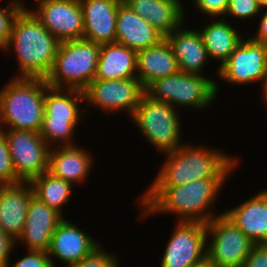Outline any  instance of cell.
I'll use <instances>...</instances> for the list:
<instances>
[{"instance_id":"484cf974","label":"cell","mask_w":267,"mask_h":267,"mask_svg":"<svg viewBox=\"0 0 267 267\" xmlns=\"http://www.w3.org/2000/svg\"><path fill=\"white\" fill-rule=\"evenodd\" d=\"M85 93L78 89L53 88L46 82L44 117L59 120H82ZM82 116V117H81ZM82 118V119H81Z\"/></svg>"},{"instance_id":"30bf717a","label":"cell","mask_w":267,"mask_h":267,"mask_svg":"<svg viewBox=\"0 0 267 267\" xmlns=\"http://www.w3.org/2000/svg\"><path fill=\"white\" fill-rule=\"evenodd\" d=\"M16 172V184L48 171L50 147L38 132L3 129Z\"/></svg>"},{"instance_id":"f546056e","label":"cell","mask_w":267,"mask_h":267,"mask_svg":"<svg viewBox=\"0 0 267 267\" xmlns=\"http://www.w3.org/2000/svg\"><path fill=\"white\" fill-rule=\"evenodd\" d=\"M261 7L258 5L256 0H229L228 7L226 10V20L232 18L235 20H250L259 16ZM228 15V16H227Z\"/></svg>"},{"instance_id":"7c38bea8","label":"cell","mask_w":267,"mask_h":267,"mask_svg":"<svg viewBox=\"0 0 267 267\" xmlns=\"http://www.w3.org/2000/svg\"><path fill=\"white\" fill-rule=\"evenodd\" d=\"M158 267H191L207 256V228L202 222L176 221Z\"/></svg>"},{"instance_id":"836d02e7","label":"cell","mask_w":267,"mask_h":267,"mask_svg":"<svg viewBox=\"0 0 267 267\" xmlns=\"http://www.w3.org/2000/svg\"><path fill=\"white\" fill-rule=\"evenodd\" d=\"M26 255L15 261H10L7 267H52L49 255L45 251L26 250Z\"/></svg>"},{"instance_id":"3957f363","label":"cell","mask_w":267,"mask_h":267,"mask_svg":"<svg viewBox=\"0 0 267 267\" xmlns=\"http://www.w3.org/2000/svg\"><path fill=\"white\" fill-rule=\"evenodd\" d=\"M59 45L31 11H20L3 49L4 52L15 51L19 71L13 78L45 79L51 72Z\"/></svg>"},{"instance_id":"e575fe53","label":"cell","mask_w":267,"mask_h":267,"mask_svg":"<svg viewBox=\"0 0 267 267\" xmlns=\"http://www.w3.org/2000/svg\"><path fill=\"white\" fill-rule=\"evenodd\" d=\"M242 267H267V244H254Z\"/></svg>"},{"instance_id":"1f68e13d","label":"cell","mask_w":267,"mask_h":267,"mask_svg":"<svg viewBox=\"0 0 267 267\" xmlns=\"http://www.w3.org/2000/svg\"><path fill=\"white\" fill-rule=\"evenodd\" d=\"M20 10L9 3L2 8L0 5V50H3L8 41L12 30L15 17Z\"/></svg>"},{"instance_id":"ffe728a7","label":"cell","mask_w":267,"mask_h":267,"mask_svg":"<svg viewBox=\"0 0 267 267\" xmlns=\"http://www.w3.org/2000/svg\"><path fill=\"white\" fill-rule=\"evenodd\" d=\"M93 161L90 151L77 144L52 147L48 171L73 185H80L87 181Z\"/></svg>"},{"instance_id":"8992f818","label":"cell","mask_w":267,"mask_h":267,"mask_svg":"<svg viewBox=\"0 0 267 267\" xmlns=\"http://www.w3.org/2000/svg\"><path fill=\"white\" fill-rule=\"evenodd\" d=\"M179 112L169 103L154 100L144 93L131 121L151 146L165 154L183 144Z\"/></svg>"},{"instance_id":"7402d4cb","label":"cell","mask_w":267,"mask_h":267,"mask_svg":"<svg viewBox=\"0 0 267 267\" xmlns=\"http://www.w3.org/2000/svg\"><path fill=\"white\" fill-rule=\"evenodd\" d=\"M182 0H123L131 10L144 18L164 36L177 29L187 19ZM185 9V10H184Z\"/></svg>"},{"instance_id":"9a60e30c","label":"cell","mask_w":267,"mask_h":267,"mask_svg":"<svg viewBox=\"0 0 267 267\" xmlns=\"http://www.w3.org/2000/svg\"><path fill=\"white\" fill-rule=\"evenodd\" d=\"M64 218L34 196L27 210L24 230L16 244H22L26 250L47 252L54 231Z\"/></svg>"},{"instance_id":"7a4b0ae2","label":"cell","mask_w":267,"mask_h":267,"mask_svg":"<svg viewBox=\"0 0 267 267\" xmlns=\"http://www.w3.org/2000/svg\"><path fill=\"white\" fill-rule=\"evenodd\" d=\"M164 163L148 187H174L201 179H228L239 159L206 144L184 143L163 154Z\"/></svg>"},{"instance_id":"d6986e66","label":"cell","mask_w":267,"mask_h":267,"mask_svg":"<svg viewBox=\"0 0 267 267\" xmlns=\"http://www.w3.org/2000/svg\"><path fill=\"white\" fill-rule=\"evenodd\" d=\"M221 212L254 244H267V189Z\"/></svg>"},{"instance_id":"60d3db41","label":"cell","mask_w":267,"mask_h":267,"mask_svg":"<svg viewBox=\"0 0 267 267\" xmlns=\"http://www.w3.org/2000/svg\"><path fill=\"white\" fill-rule=\"evenodd\" d=\"M261 8L267 7V0H256Z\"/></svg>"},{"instance_id":"ac0fdd59","label":"cell","mask_w":267,"mask_h":267,"mask_svg":"<svg viewBox=\"0 0 267 267\" xmlns=\"http://www.w3.org/2000/svg\"><path fill=\"white\" fill-rule=\"evenodd\" d=\"M184 24L183 22L177 29L165 36L176 57L178 69L180 72L206 76L203 67L211 60L202 36L199 29H186Z\"/></svg>"},{"instance_id":"5b68a950","label":"cell","mask_w":267,"mask_h":267,"mask_svg":"<svg viewBox=\"0 0 267 267\" xmlns=\"http://www.w3.org/2000/svg\"><path fill=\"white\" fill-rule=\"evenodd\" d=\"M100 49L101 44L86 39L60 42L47 84L84 91L95 79Z\"/></svg>"},{"instance_id":"4fadbf2b","label":"cell","mask_w":267,"mask_h":267,"mask_svg":"<svg viewBox=\"0 0 267 267\" xmlns=\"http://www.w3.org/2000/svg\"><path fill=\"white\" fill-rule=\"evenodd\" d=\"M30 11L59 42L83 39L84 19L79 0H38Z\"/></svg>"},{"instance_id":"ab89813d","label":"cell","mask_w":267,"mask_h":267,"mask_svg":"<svg viewBox=\"0 0 267 267\" xmlns=\"http://www.w3.org/2000/svg\"><path fill=\"white\" fill-rule=\"evenodd\" d=\"M191 267H218L207 256L198 263H195Z\"/></svg>"},{"instance_id":"603a6c76","label":"cell","mask_w":267,"mask_h":267,"mask_svg":"<svg viewBox=\"0 0 267 267\" xmlns=\"http://www.w3.org/2000/svg\"><path fill=\"white\" fill-rule=\"evenodd\" d=\"M137 78L146 89L159 78L179 72L176 57L166 38L158 44L137 51Z\"/></svg>"},{"instance_id":"44dd1931","label":"cell","mask_w":267,"mask_h":267,"mask_svg":"<svg viewBox=\"0 0 267 267\" xmlns=\"http://www.w3.org/2000/svg\"><path fill=\"white\" fill-rule=\"evenodd\" d=\"M165 36L123 2L116 19V43L135 51L158 44Z\"/></svg>"},{"instance_id":"8fae6325","label":"cell","mask_w":267,"mask_h":267,"mask_svg":"<svg viewBox=\"0 0 267 267\" xmlns=\"http://www.w3.org/2000/svg\"><path fill=\"white\" fill-rule=\"evenodd\" d=\"M245 38L216 71L217 78L232 86L257 85L267 73V45Z\"/></svg>"},{"instance_id":"d6a6232c","label":"cell","mask_w":267,"mask_h":267,"mask_svg":"<svg viewBox=\"0 0 267 267\" xmlns=\"http://www.w3.org/2000/svg\"><path fill=\"white\" fill-rule=\"evenodd\" d=\"M198 12L211 18H224L229 0H193Z\"/></svg>"},{"instance_id":"d4e9b609","label":"cell","mask_w":267,"mask_h":267,"mask_svg":"<svg viewBox=\"0 0 267 267\" xmlns=\"http://www.w3.org/2000/svg\"><path fill=\"white\" fill-rule=\"evenodd\" d=\"M137 51L119 43L101 44L95 79L137 78Z\"/></svg>"},{"instance_id":"f1b7e54d","label":"cell","mask_w":267,"mask_h":267,"mask_svg":"<svg viewBox=\"0 0 267 267\" xmlns=\"http://www.w3.org/2000/svg\"><path fill=\"white\" fill-rule=\"evenodd\" d=\"M14 184H16V172L5 132L0 128V185Z\"/></svg>"},{"instance_id":"ba28073f","label":"cell","mask_w":267,"mask_h":267,"mask_svg":"<svg viewBox=\"0 0 267 267\" xmlns=\"http://www.w3.org/2000/svg\"><path fill=\"white\" fill-rule=\"evenodd\" d=\"M206 228L207 257L218 267H242L254 243L223 212Z\"/></svg>"},{"instance_id":"74e56055","label":"cell","mask_w":267,"mask_h":267,"mask_svg":"<svg viewBox=\"0 0 267 267\" xmlns=\"http://www.w3.org/2000/svg\"><path fill=\"white\" fill-rule=\"evenodd\" d=\"M261 94H262V101H264V105L267 107V73L266 75L263 77V79L261 80Z\"/></svg>"},{"instance_id":"cb8c5ba5","label":"cell","mask_w":267,"mask_h":267,"mask_svg":"<svg viewBox=\"0 0 267 267\" xmlns=\"http://www.w3.org/2000/svg\"><path fill=\"white\" fill-rule=\"evenodd\" d=\"M210 23L200 30L204 46L207 49L209 59L218 61V68L229 58L235 47L244 36L240 35V29L232 26V19L208 18ZM231 22V23H230Z\"/></svg>"},{"instance_id":"4dcf8cb0","label":"cell","mask_w":267,"mask_h":267,"mask_svg":"<svg viewBox=\"0 0 267 267\" xmlns=\"http://www.w3.org/2000/svg\"><path fill=\"white\" fill-rule=\"evenodd\" d=\"M119 262L116 253H110L99 244L89 255L71 267H119Z\"/></svg>"},{"instance_id":"52a82bcc","label":"cell","mask_w":267,"mask_h":267,"mask_svg":"<svg viewBox=\"0 0 267 267\" xmlns=\"http://www.w3.org/2000/svg\"><path fill=\"white\" fill-rule=\"evenodd\" d=\"M218 83L208 76L178 72L152 82L145 93L154 100L169 103L177 110H204L213 104L218 92Z\"/></svg>"},{"instance_id":"f35d334b","label":"cell","mask_w":267,"mask_h":267,"mask_svg":"<svg viewBox=\"0 0 267 267\" xmlns=\"http://www.w3.org/2000/svg\"><path fill=\"white\" fill-rule=\"evenodd\" d=\"M10 5L18 8L20 11H30V7L28 8L26 4L22 0H10ZM38 0H36L37 2Z\"/></svg>"},{"instance_id":"9c48e42d","label":"cell","mask_w":267,"mask_h":267,"mask_svg":"<svg viewBox=\"0 0 267 267\" xmlns=\"http://www.w3.org/2000/svg\"><path fill=\"white\" fill-rule=\"evenodd\" d=\"M84 93V105L100 109L106 115L125 111L130 118L139 105L145 89L138 78L94 79Z\"/></svg>"},{"instance_id":"5bb4252c","label":"cell","mask_w":267,"mask_h":267,"mask_svg":"<svg viewBox=\"0 0 267 267\" xmlns=\"http://www.w3.org/2000/svg\"><path fill=\"white\" fill-rule=\"evenodd\" d=\"M96 241L65 217L56 227L47 251L52 267H58L56 259L60 261L59 265L64 264L63 267L77 264L99 246Z\"/></svg>"},{"instance_id":"e0dca14e","label":"cell","mask_w":267,"mask_h":267,"mask_svg":"<svg viewBox=\"0 0 267 267\" xmlns=\"http://www.w3.org/2000/svg\"><path fill=\"white\" fill-rule=\"evenodd\" d=\"M33 197L29 182L0 185V228L15 241L22 235L27 210Z\"/></svg>"},{"instance_id":"d590c367","label":"cell","mask_w":267,"mask_h":267,"mask_svg":"<svg viewBox=\"0 0 267 267\" xmlns=\"http://www.w3.org/2000/svg\"><path fill=\"white\" fill-rule=\"evenodd\" d=\"M16 246V241L0 228V267H7Z\"/></svg>"},{"instance_id":"83f0119b","label":"cell","mask_w":267,"mask_h":267,"mask_svg":"<svg viewBox=\"0 0 267 267\" xmlns=\"http://www.w3.org/2000/svg\"><path fill=\"white\" fill-rule=\"evenodd\" d=\"M80 121L82 120H59L43 117L39 134L50 148L75 145L77 143L73 142V138Z\"/></svg>"},{"instance_id":"4316f807","label":"cell","mask_w":267,"mask_h":267,"mask_svg":"<svg viewBox=\"0 0 267 267\" xmlns=\"http://www.w3.org/2000/svg\"><path fill=\"white\" fill-rule=\"evenodd\" d=\"M29 183L32 186L34 196L38 200L55 209L62 216L64 215L63 208L72 197L74 188L72 183L54 176L49 171L42 173Z\"/></svg>"},{"instance_id":"8d00e7d4","label":"cell","mask_w":267,"mask_h":267,"mask_svg":"<svg viewBox=\"0 0 267 267\" xmlns=\"http://www.w3.org/2000/svg\"><path fill=\"white\" fill-rule=\"evenodd\" d=\"M259 16L261 18H258L259 25L257 27L258 30H256L257 33L255 32V36L251 35L249 38L254 42L267 45V7L261 8Z\"/></svg>"},{"instance_id":"277c9868","label":"cell","mask_w":267,"mask_h":267,"mask_svg":"<svg viewBox=\"0 0 267 267\" xmlns=\"http://www.w3.org/2000/svg\"><path fill=\"white\" fill-rule=\"evenodd\" d=\"M45 92L46 79L12 77L0 89V128L39 133Z\"/></svg>"},{"instance_id":"2e32d148","label":"cell","mask_w":267,"mask_h":267,"mask_svg":"<svg viewBox=\"0 0 267 267\" xmlns=\"http://www.w3.org/2000/svg\"><path fill=\"white\" fill-rule=\"evenodd\" d=\"M83 12V39L99 44L116 42V19L123 0H79Z\"/></svg>"},{"instance_id":"6da1fadb","label":"cell","mask_w":267,"mask_h":267,"mask_svg":"<svg viewBox=\"0 0 267 267\" xmlns=\"http://www.w3.org/2000/svg\"><path fill=\"white\" fill-rule=\"evenodd\" d=\"M227 179H201L174 187H148L140 195L139 218L155 214L178 216L176 221L207 224L220 215L213 211ZM215 213V214H214Z\"/></svg>"}]
</instances>
